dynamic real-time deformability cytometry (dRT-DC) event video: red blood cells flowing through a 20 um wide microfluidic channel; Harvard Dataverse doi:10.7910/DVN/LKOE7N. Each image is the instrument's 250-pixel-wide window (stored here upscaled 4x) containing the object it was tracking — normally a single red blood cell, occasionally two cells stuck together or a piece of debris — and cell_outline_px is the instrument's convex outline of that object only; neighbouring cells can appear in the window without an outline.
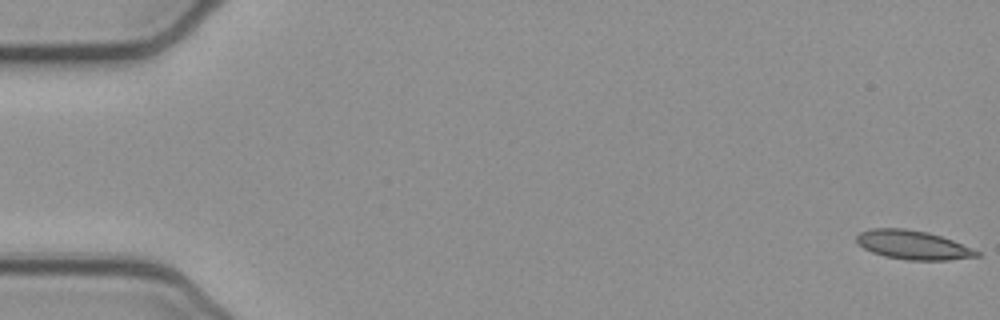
{"species": "common noctule bat (a hibernating species)", "species_latin": "Nyctalus noctula", "temperature_condition": "cold", "stored_images_in_passage": 16, "camera_frame_rate_fps": 3000, "um_per_image_px": 0.085, "animal": {"sex": "female", "body_mass_g": 21.9}, "frame": {"image": 1, "passage_image": 1, "time_ms": 0.0, "image_size_px": [1000, 320], "cell_outline_px": [[980, 256], [948, 260], [904, 260], [884, 256], [872, 252], [864, 248], [856, 240], [856, 236], [860, 232], [872, 228], [904, 228], [928, 232], [952, 240], [980, 252]], "centroid_in_image_um": [77.58, 20.82], "position_along_channel_um": 7.4, "area_um2": 20.17}}
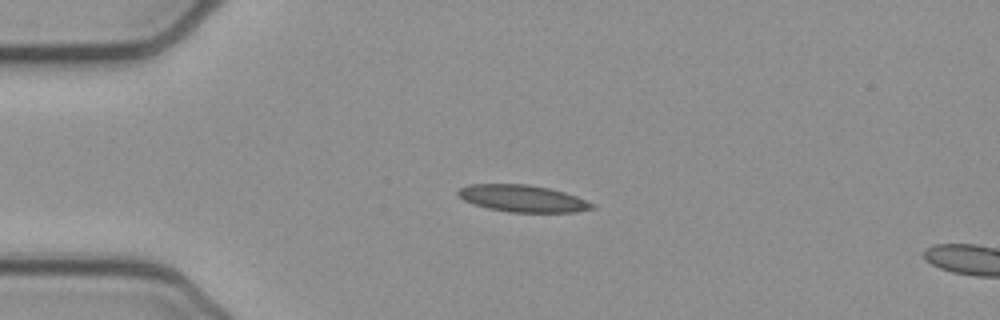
{"frame": {"image": 2, "passage_image": 13, "time_ms": 4.0, "image_size_px": [1000, 320], "cell_outline_px": [[596, 208], [576, 212], [508, 212], [488, 208], [464, 200], [456, 192], [460, 188], [468, 184], [528, 184], [548, 188], [564, 192], [576, 196], [596, 204]], "centroid_in_image_um": [44.46, 16.87], "position_along_channel_um": 40.5, "area_um2": 20.98}}